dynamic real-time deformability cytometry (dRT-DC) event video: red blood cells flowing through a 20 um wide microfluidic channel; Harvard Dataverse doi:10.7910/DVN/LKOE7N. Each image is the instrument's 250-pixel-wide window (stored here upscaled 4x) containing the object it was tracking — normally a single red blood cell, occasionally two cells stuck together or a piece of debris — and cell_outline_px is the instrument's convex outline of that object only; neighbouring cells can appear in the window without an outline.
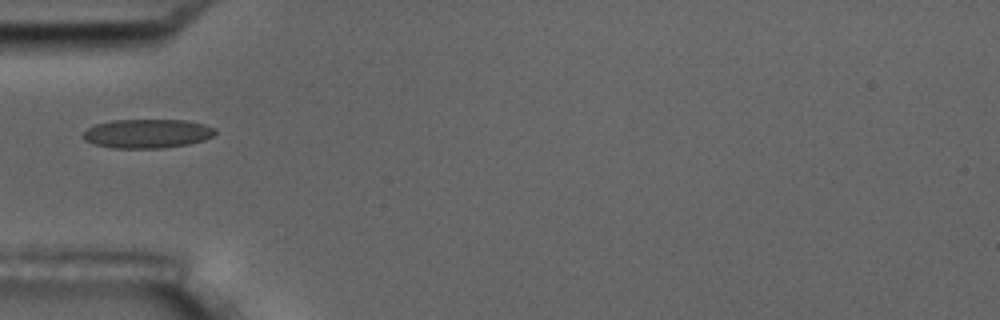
{"species": "common noctule bat (a hibernating species)", "species_latin": "Nyctalus noctula", "temperature_condition": "room temperature", "stored_images_in_passage": 1, "camera_frame_rate_fps": 3000, "um_per_image_px": 0.085, "animal": {"sex": "male", "body_mass_g": 17.5, "forearm_length_mm": 52.3}, "frame": {"image": 1, "passage_image": 1, "time_ms": 0.0, "image_size_px": [1000, 320], "cell_outline_px": [[216, 132], [212, 136], [204, 140], [188, 144], [164, 148], [112, 148], [92, 144], [84, 140], [80, 136], [88, 128], [96, 124], [112, 120], [184, 120], [204, 124], [216, 128]], "centroid_in_image_um": [12.49, 11.36], "position_along_channel_um": 72.5, "area_um2": 22.48}}